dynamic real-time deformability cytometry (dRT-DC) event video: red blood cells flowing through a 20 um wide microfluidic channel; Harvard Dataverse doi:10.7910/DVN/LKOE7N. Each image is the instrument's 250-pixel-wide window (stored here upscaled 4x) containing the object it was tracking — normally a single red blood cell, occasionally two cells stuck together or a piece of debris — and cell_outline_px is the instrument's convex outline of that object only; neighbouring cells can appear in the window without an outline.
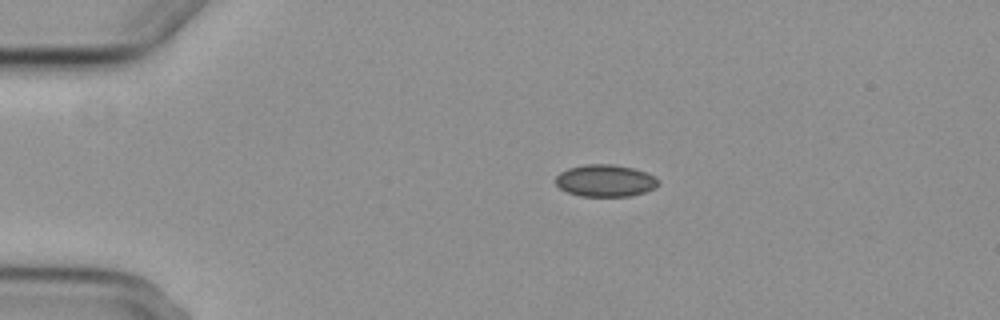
{"species": "common noctule bat (a hibernating species)", "species_latin": "Nyctalus noctula", "temperature_condition": "cold", "stored_images_in_passage": 6, "camera_frame_rate_fps": 3000, "um_per_image_px": 0.085, "animal": {"sex": "female", "body_mass_g": 29.2, "forearm_length_mm": 56.3}, "frame": {"image": 1, "passage_image": 6, "time_ms": 6.0, "image_size_px": [1000, 320], "cell_outline_px": [[656, 184], [652, 188], [644, 192], [628, 196], [580, 196], [568, 192], [560, 188], [556, 184], [556, 176], [560, 172], [568, 168], [584, 164], [612, 164], [632, 168], [644, 172], [652, 176], [656, 180]], "centroid_in_image_um": [51.37, 15.35], "position_along_channel_um": 33.6, "area_um2": 18.79}}